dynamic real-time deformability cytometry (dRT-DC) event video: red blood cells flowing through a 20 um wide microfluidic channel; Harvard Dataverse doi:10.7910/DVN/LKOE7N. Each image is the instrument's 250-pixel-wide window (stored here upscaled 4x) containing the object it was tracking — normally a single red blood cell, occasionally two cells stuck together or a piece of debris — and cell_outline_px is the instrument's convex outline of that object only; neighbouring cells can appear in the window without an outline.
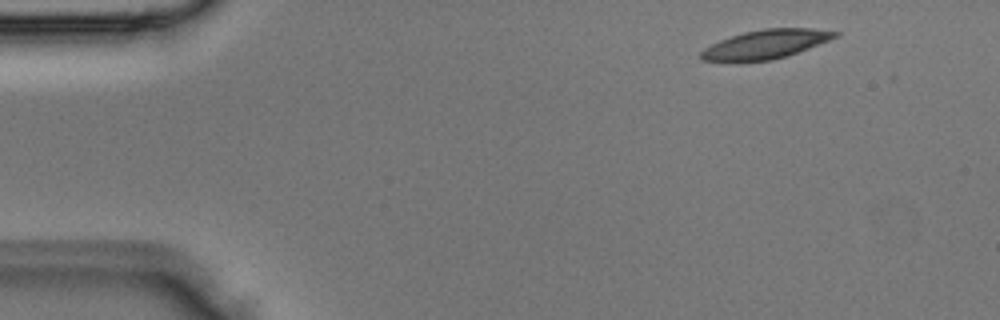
{"species": "Egyptian fruit bat (a non-hibernating species)", "species_latin": "Rousettus aegyptiacus", "temperature_condition": "room temperature", "stored_images_in_passage": 3, "camera_frame_rate_fps": 3000, "um_per_image_px": 0.085, "animal": {"sex": "male"}, "frame": {"image": 1, "passage_image": 1, "time_ms": 0.0, "image_size_px": [1000, 320], "cell_outline_px": [[840, 36], [808, 48], [772, 60], [740, 64], [732, 64], [700, 60], [700, 52], [704, 48], [720, 40], [744, 32], [764, 28], [812, 28], [840, 32]], "centroid_in_image_um": [65.0, 3.8], "position_along_channel_um": 20.0, "area_um2": 23.24}}